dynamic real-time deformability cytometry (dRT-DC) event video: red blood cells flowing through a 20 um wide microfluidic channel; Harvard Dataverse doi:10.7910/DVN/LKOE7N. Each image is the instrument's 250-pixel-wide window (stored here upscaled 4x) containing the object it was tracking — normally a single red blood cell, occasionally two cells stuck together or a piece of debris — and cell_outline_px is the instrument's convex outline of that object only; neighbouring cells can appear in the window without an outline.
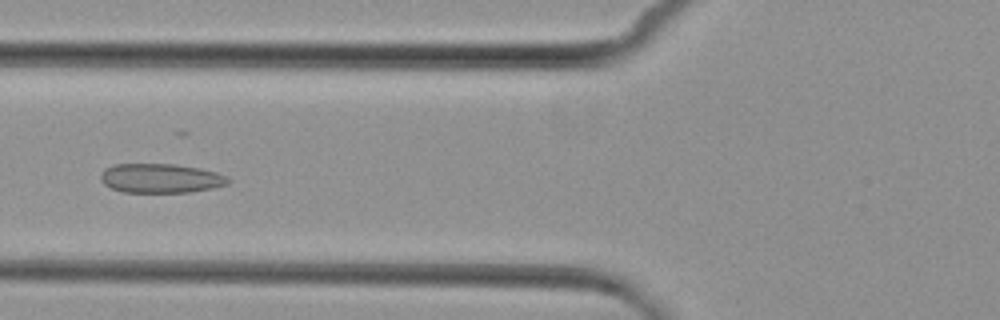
{"species": "common noctule bat (a hibernating species)", "species_latin": "Nyctalus noctula", "temperature_condition": "cold", "stored_images_in_passage": 8, "camera_frame_rate_fps": 3000, "um_per_image_px": 0.085, "animal": {"sex": "female", "body_mass_g": 29.2, "forearm_length_mm": 56.3}, "frame": {"image": 1, "passage_image": 6, "time_ms": 5.667, "image_size_px": [1000, 320], "cell_outline_px": [[232, 180], [228, 184], [212, 188], [188, 192], [124, 192], [112, 188], [104, 184], [100, 180], [100, 172], [104, 168], [112, 164], [176, 164], [200, 168], [216, 172], [228, 176]], "centroid_in_image_um": [13.65, 15.14], "position_along_channel_um": 112.1, "area_um2": 21.96}}
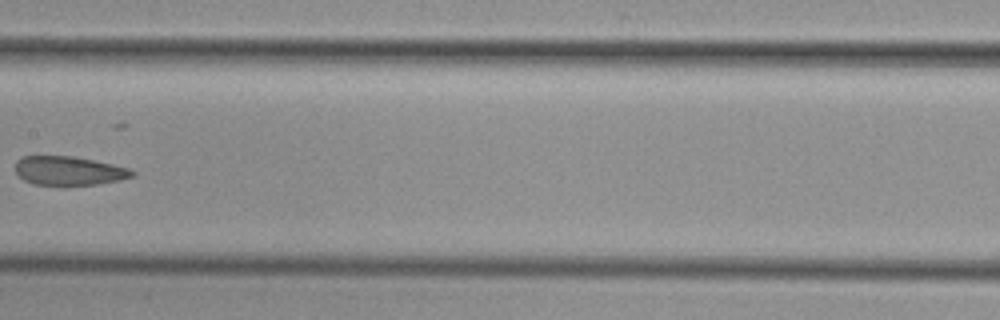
{"frame": {"image": 2, "passage_image": 8, "time_ms": 8.0, "image_size_px": [1000, 320], "cell_outline_px": [[136, 172], [132, 176], [120, 180], [96, 184], [68, 188], [36, 184], [24, 180], [16, 172], [16, 160], [24, 156], [72, 156], [132, 168]], "centroid_in_image_um": [5.87, 14.55], "position_along_channel_um": 201.5, "area_um2": 20.23}}